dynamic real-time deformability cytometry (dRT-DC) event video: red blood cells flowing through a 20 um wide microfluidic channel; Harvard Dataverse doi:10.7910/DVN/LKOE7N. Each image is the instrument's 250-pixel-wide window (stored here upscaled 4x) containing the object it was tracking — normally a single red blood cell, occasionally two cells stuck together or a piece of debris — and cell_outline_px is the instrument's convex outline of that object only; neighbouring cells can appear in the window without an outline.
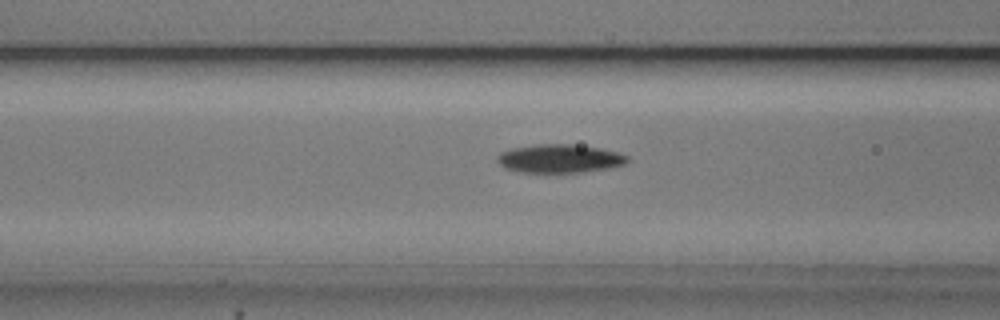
{"species": "common noctule bat (a hibernating species)", "species_latin": "Nyctalus noctula", "temperature_condition": "cold", "stored_images_in_passage": 54, "camera_frame_rate_fps": 3000, "um_per_image_px": 0.085, "animal": {"sex": "male", "body_mass_g": 20.5, "forearm_length_mm": 52.5}, "frame": {"image": 1, "passage_image": 21, "time_ms": 6.667, "image_size_px": [1000, 320], "cell_outline_px": [[628, 160], [624, 164], [608, 168], [560, 176], [520, 172], [504, 168], [496, 160], [496, 156], [500, 152], [512, 148], [536, 144], [572, 144], [600, 148], [616, 152], [628, 156]], "centroid_in_image_um": [47.51, 13.53], "position_along_channel_um": 119.1, "area_um2": 22.48}}
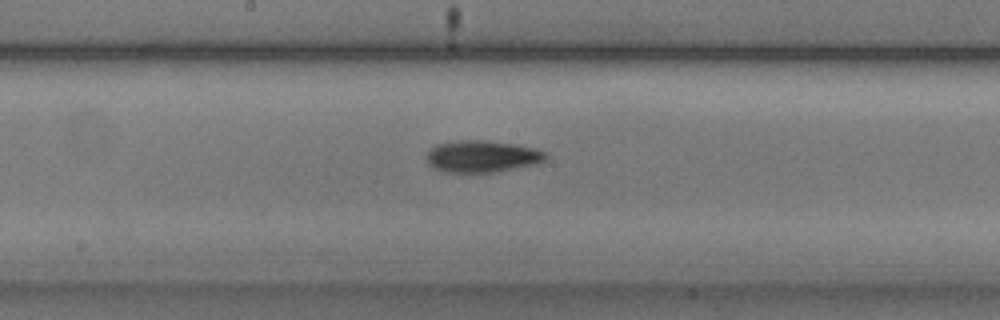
{"frame": {"image": 2, "passage_image": 28, "time_ms": 9.0, "image_size_px": [1000, 320], "cell_outline_px": [[548, 156], [544, 160], [536, 164], [496, 172], [444, 172], [432, 168], [428, 164], [428, 148], [436, 144], [456, 140], [488, 140], [516, 144], [548, 152]], "centroid_in_image_um": [40.96, 13.28], "position_along_channel_um": 207.2, "area_um2": 22.37}}
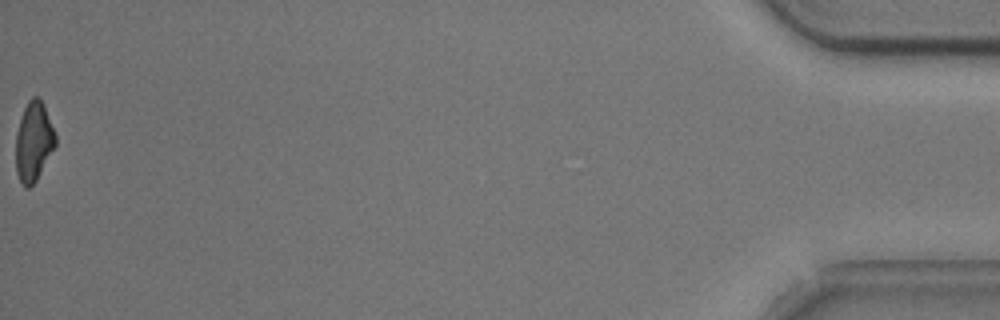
{"frame": {"image": 3, "passage_image": 54, "time_ms": 17.667, "image_size_px": [1000, 320], "cell_outline_px": [[56, 144], [36, 180], [28, 188], [24, 188], [16, 172], [16, 136], [20, 120], [24, 108], [28, 100], [32, 96], [40, 96], [44, 104], [56, 136]], "centroid_in_image_um": [2.86, 12.0], "position_along_channel_um": 432.3, "area_um2": 18.21}, "authors_computed_cell_mechanics": {"area_um2": 20.1722, "velocity_mm_per_s": 3.768, "shape_relaxation_time_tau1_ms": 3.8155, "shape_relaxation_time_tau2_ms": 9.8052, "deformation_change_tau1": 0.1563, "deformation_change_tau2": 0.1995}}